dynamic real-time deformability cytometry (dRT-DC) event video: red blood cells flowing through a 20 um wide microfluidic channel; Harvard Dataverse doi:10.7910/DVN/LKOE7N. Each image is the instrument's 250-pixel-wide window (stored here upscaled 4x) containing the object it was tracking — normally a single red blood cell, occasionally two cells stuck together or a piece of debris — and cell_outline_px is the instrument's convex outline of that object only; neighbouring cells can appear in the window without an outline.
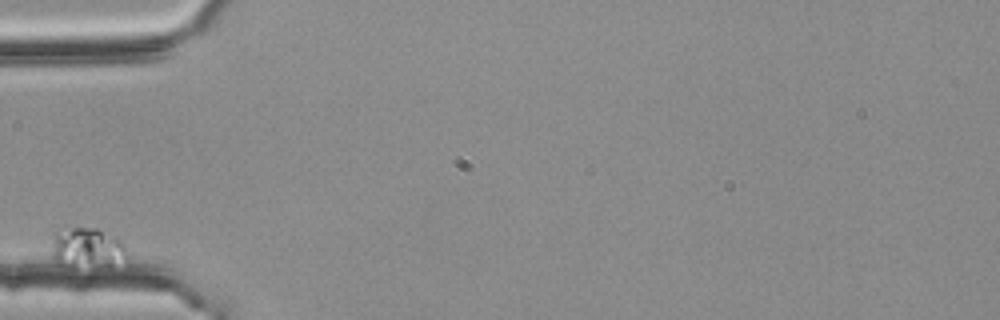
{"species": "common noctule bat (a hibernating species)", "species_latin": "Nyctalus noctula", "temperature_condition": "room temperature", "stored_images_in_passage": 35, "camera_frame_rate_fps": 3000, "um_per_image_px": 0.085, "animal": {"sex": "female", "body_mass_g": 25.1}, "frame": {"image": 1, "passage_image": 1, "time_ms": 0.0, "image_size_px": [1000, 320], "cell_outline_px": [[128, 256], [108, 268], [68, 268], [56, 264], [52, 256], [52, 232], [72, 228], [96, 228], [116, 236], [124, 244], [128, 252]], "centroid_in_image_um": [7.39, 21.13], "position_along_channel_um": 77.6, "area_um2": 18.55}}
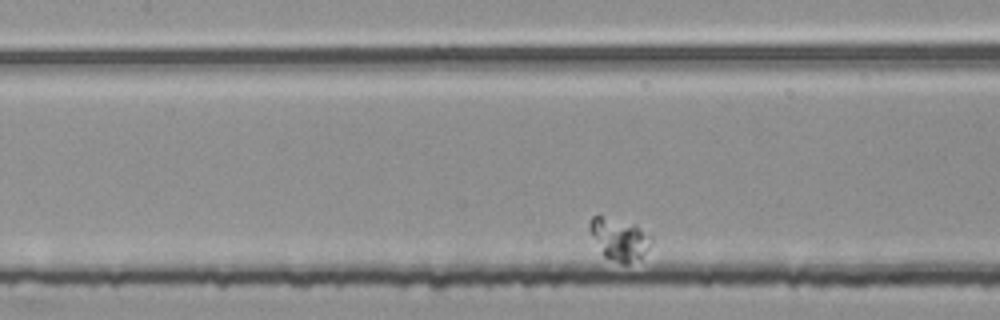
{"frame": {"image": 2, "passage_image": 11, "time_ms": 3.333, "image_size_px": [1000, 320], "cell_outline_px": [[652, 240], [648, 248], [640, 256], [628, 264], [624, 264], [604, 256], [588, 228], [588, 224], [592, 216], [600, 216], [636, 224], [652, 236]], "centroid_in_image_um": [52.64, 20.3], "position_along_channel_um": 154.8, "area_um2": 14.68}}
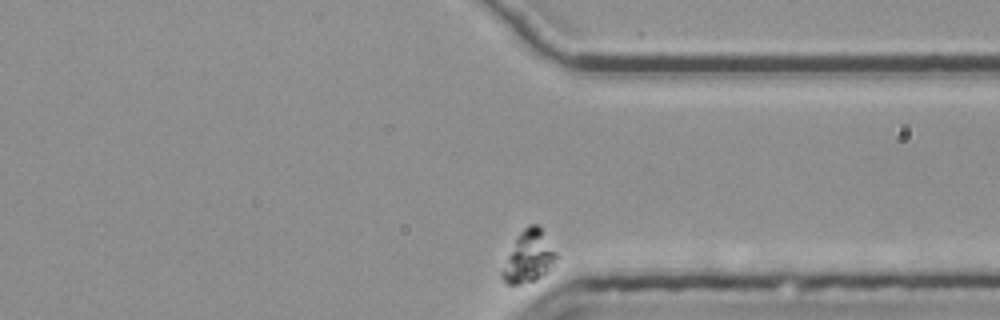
{"frame": {"image": 3, "passage_image": 35, "time_ms": 11.333, "image_size_px": [1000, 320], "cell_outline_px": [[556, 256], [552, 268], [536, 280], [520, 284], [508, 284], [500, 276], [500, 272], [520, 232], [528, 224], [536, 224], [540, 228], [556, 252]], "centroid_in_image_um": [44.94, 21.85], "position_along_channel_um": 366.5, "area_um2": 15.84}}